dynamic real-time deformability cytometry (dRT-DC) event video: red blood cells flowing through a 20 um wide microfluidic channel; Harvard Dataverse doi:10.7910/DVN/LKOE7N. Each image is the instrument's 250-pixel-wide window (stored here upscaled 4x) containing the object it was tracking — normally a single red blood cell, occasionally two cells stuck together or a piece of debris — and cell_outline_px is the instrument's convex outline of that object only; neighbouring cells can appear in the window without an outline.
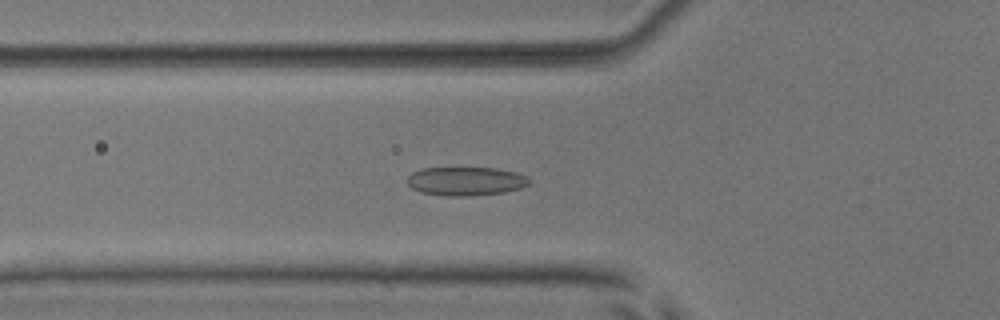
{"species": "common noctule bat (a hibernating species)", "species_latin": "Nyctalus noctula", "temperature_condition": "room temperature", "stored_images_in_passage": 44, "camera_frame_rate_fps": 3000, "um_per_image_px": 0.085, "animal": {"sex": "male", "body_mass_g": 17.9, "forearm_length_mm": 54.2}, "frame": {"image": 1, "passage_image": 10, "time_ms": 3.0, "image_size_px": [1000, 320], "cell_outline_px": [[532, 180], [528, 184], [520, 188], [504, 192], [468, 196], [444, 196], [420, 192], [412, 188], [408, 184], [408, 176], [412, 172], [420, 168], [496, 168], [516, 172], [528, 176]], "centroid_in_image_um": [39.6, 15.4], "position_along_channel_um": 86.2, "area_um2": 20.52}}
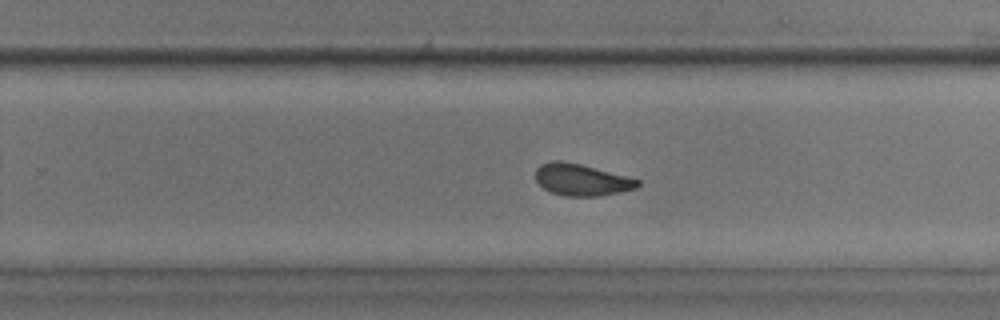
{"frame": {"image": 2, "passage_image": 25, "time_ms": 8.0, "image_size_px": [1000, 320], "cell_outline_px": [[640, 184], [636, 188], [620, 192], [596, 196], [564, 196], [552, 192], [544, 188], [536, 180], [536, 168], [540, 164], [552, 160], [560, 160], [580, 164], [640, 180]], "centroid_in_image_um": [49.4, 15.28], "position_along_channel_um": 280.4, "area_um2": 18.67}}
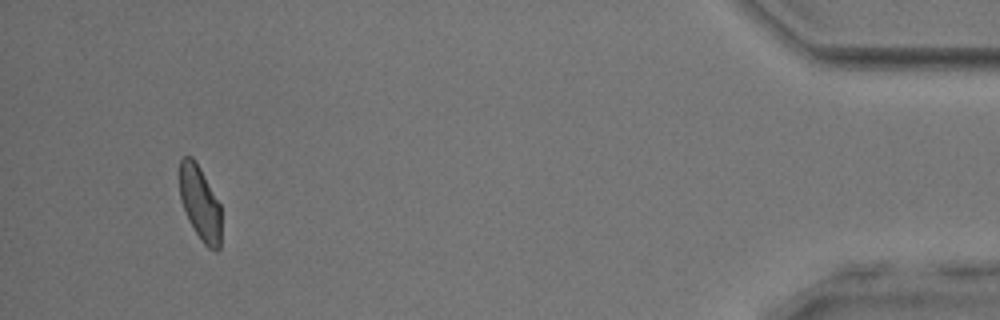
{"frame": {"image": 3, "passage_image": 41, "time_ms": 13.333, "image_size_px": [1000, 320], "cell_outline_px": [[220, 248], [216, 252], [208, 248], [200, 240], [188, 220], [180, 200], [180, 160], [184, 156], [192, 156], [196, 160], [220, 204]], "centroid_in_image_um": [17.0, 17.28], "position_along_channel_um": 418.2, "area_um2": 18.15}, "authors_computed_cell_mechanics": {"area_um2": 19.4786, "velocity_mm_per_s": 3.8953, "shape_relaxation_time_tau1_ms": 3.1729, "shape_relaxation_time_tau2_ms": 1.0232, "deformation_change_tau1": 0.0939, "deformation_change_tau2": 0.0616}}